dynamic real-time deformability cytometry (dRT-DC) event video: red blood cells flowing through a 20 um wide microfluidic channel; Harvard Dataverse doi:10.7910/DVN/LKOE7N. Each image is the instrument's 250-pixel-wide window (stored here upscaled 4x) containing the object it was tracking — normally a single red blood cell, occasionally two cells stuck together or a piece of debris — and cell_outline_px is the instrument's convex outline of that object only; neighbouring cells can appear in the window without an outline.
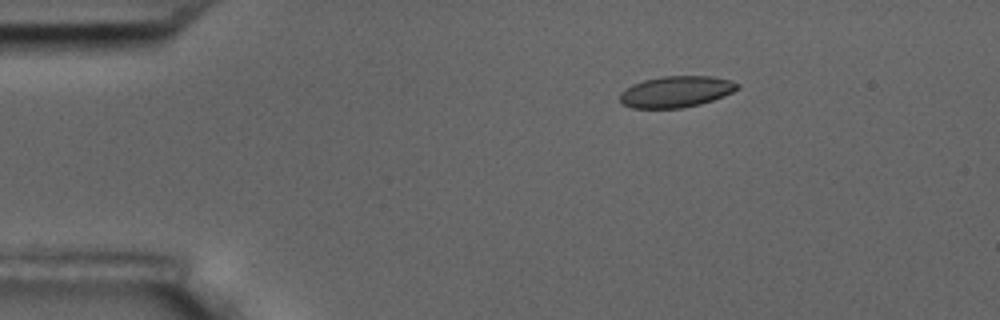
{"species": "common noctule bat (a hibernating species)", "species_latin": "Nyctalus noctula", "temperature_condition": "room temperature", "stored_images_in_passage": 6, "camera_frame_rate_fps": 3000, "um_per_image_px": 0.085, "animal": {"sex": "male", "body_mass_g": 17.5, "forearm_length_mm": 52.3}, "frame": {"image": 1, "passage_image": 3, "time_ms": 2.333, "image_size_px": [1000, 320], "cell_outline_px": [[740, 84], [732, 92], [724, 96], [700, 104], [680, 108], [632, 108], [624, 104], [620, 100], [620, 92], [632, 84], [644, 80], [664, 76], [712, 76], [732, 80]], "centroid_in_image_um": [57.47, 7.79], "position_along_channel_um": 27.5, "area_um2": 21.33}}